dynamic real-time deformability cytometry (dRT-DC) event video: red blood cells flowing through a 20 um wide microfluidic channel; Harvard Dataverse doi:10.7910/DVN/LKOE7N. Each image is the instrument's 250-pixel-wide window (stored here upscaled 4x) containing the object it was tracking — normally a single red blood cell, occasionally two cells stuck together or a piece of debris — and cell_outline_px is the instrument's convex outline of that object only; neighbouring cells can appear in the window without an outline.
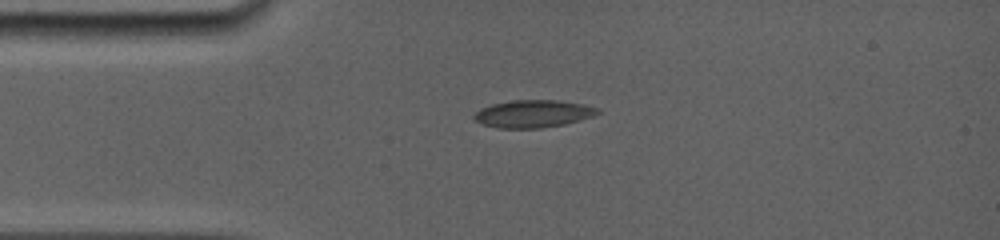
{"species": "common noctule bat (a hibernating species)", "species_latin": "Nyctalus noctula", "temperature_condition": "room temperature", "stored_images_in_passage": 29, "camera_frame_rate_fps": 5000, "um_per_image_px": 0.085, "animal": {"sex": "female", "body_mass_g": 19.0, "forearm_length_mm": 56.7}, "frame": {"image": 1, "passage_image": 1, "time_ms": 0.0, "image_size_px": [1000, 240], "cell_outline_px": [[600, 112], [592, 116], [580, 120], [564, 124], [540, 128], [496, 128], [480, 124], [472, 116], [480, 108], [492, 104], [512, 100], [560, 100], [584, 104], [600, 108]], "centroid_in_image_um": [45.31, 9.66], "position_along_channel_um": 39.7, "area_um2": 19.94}}
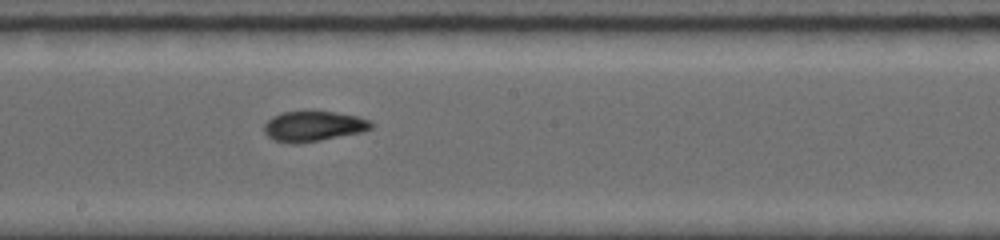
{"frame": {"image": 2, "passage_image": 13, "time_ms": 5.2, "image_size_px": [1000, 240], "cell_outline_px": [[376, 124], [372, 128], [360, 132], [320, 140], [296, 144], [292, 144], [272, 140], [264, 132], [264, 124], [272, 116], [284, 112], [336, 112], [356, 116], [372, 120]], "centroid_in_image_um": [26.65, 10.74], "position_along_channel_um": 221.6, "area_um2": 18.84}}
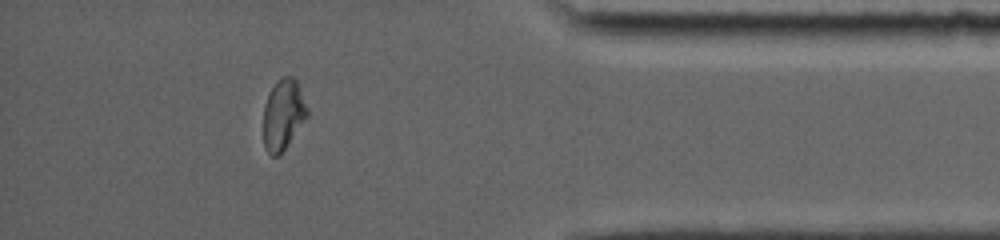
{"frame": {"image": 3, "passage_image": 25, "time_ms": 10.6, "image_size_px": [1000, 240], "cell_outline_px": [[308, 116], [280, 156], [272, 156], [264, 148], [264, 104], [272, 88], [284, 76], [292, 76], [296, 80], [300, 88], [308, 108]], "centroid_in_image_um": [24.09, 9.78], "position_along_channel_um": 411.1, "area_um2": 17.92}, "authors_computed_cell_mechanics": {"area_um2": 19.0162, "velocity_mm_per_s": 3.862, "shape_relaxation_time_tau1_ms": null, "shape_relaxation_time_tau2_ms": 2.3674, "deformation_change_tau1": null, "deformation_change_tau2": 0.0464}}